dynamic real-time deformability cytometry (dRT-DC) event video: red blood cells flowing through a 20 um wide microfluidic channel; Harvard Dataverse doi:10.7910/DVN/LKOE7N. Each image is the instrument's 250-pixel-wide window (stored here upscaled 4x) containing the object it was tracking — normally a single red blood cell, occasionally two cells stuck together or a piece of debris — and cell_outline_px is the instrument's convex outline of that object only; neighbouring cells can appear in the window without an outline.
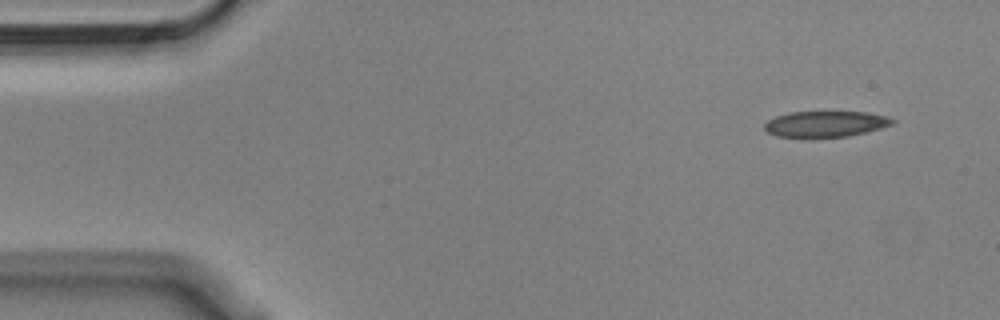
{"species": "Egyptian fruit bat (a non-hibernating species)", "species_latin": "Rousettus aegyptiacus", "temperature_condition": "cold", "stored_images_in_passage": 52, "camera_frame_rate_fps": 3000, "um_per_image_px": 0.085, "animal": {"sex": "male"}, "frame": {"image": 1, "passage_image": 1, "time_ms": 0.0, "image_size_px": [1000, 320], "cell_outline_px": [[896, 120], [892, 124], [880, 128], [848, 136], [812, 140], [808, 140], [776, 136], [768, 132], [764, 128], [764, 124], [768, 120], [776, 116], [788, 112], [868, 112], [884, 116]], "centroid_in_image_um": [70.09, 10.58], "position_along_channel_um": 14.9, "area_um2": 19.94}}
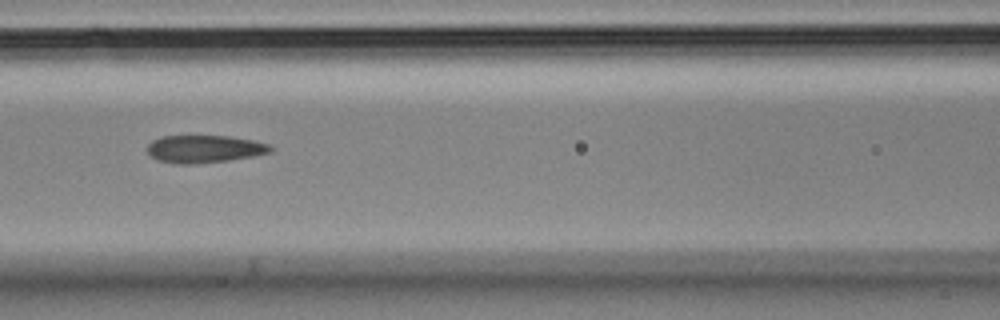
{"frame": {"image": 2, "passage_image": 20, "time_ms": 6.333, "image_size_px": [1000, 320], "cell_outline_px": [[272, 152], [252, 156], [228, 160], [196, 164], [176, 164], [156, 160], [148, 152], [148, 144], [152, 140], [160, 136], [228, 136], [252, 140], [268, 144], [272, 148]], "centroid_in_image_um": [17.34, 12.66], "position_along_channel_um": 149.3, "area_um2": 19.77}}
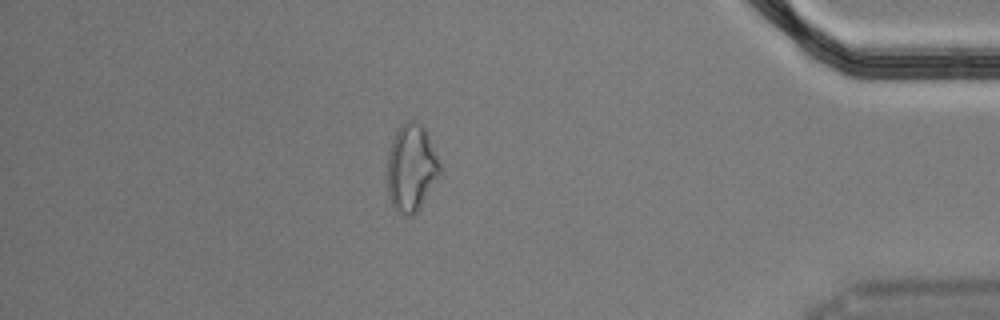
{"frame": {"image": 3, "passage_image": 44, "time_ms": 14.333, "image_size_px": [1000, 320], "cell_outline_px": [[440, 172], [420, 208], [412, 216], [408, 216], [396, 212], [388, 196], [388, 156], [392, 140], [396, 132], [408, 120], [412, 120], [420, 124], [424, 128], [440, 164]], "centroid_in_image_um": [34.94, 14.31], "position_along_channel_um": 400.3, "area_um2": 26.13}}